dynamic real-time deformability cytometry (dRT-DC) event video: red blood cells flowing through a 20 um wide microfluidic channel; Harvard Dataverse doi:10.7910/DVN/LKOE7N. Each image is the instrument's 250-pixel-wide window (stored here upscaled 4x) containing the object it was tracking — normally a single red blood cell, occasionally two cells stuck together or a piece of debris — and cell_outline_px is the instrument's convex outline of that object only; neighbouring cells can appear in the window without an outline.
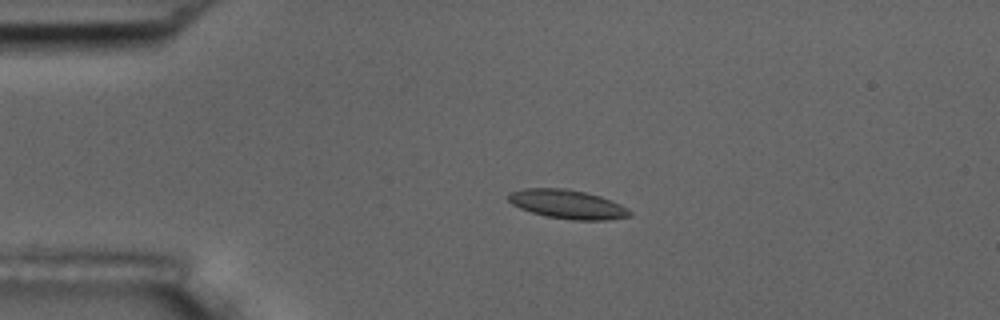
{"species": "common noctule bat (a hibernating species)", "species_latin": "Nyctalus noctula", "temperature_condition": "room temperature", "stored_images_in_passage": 4, "camera_frame_rate_fps": 3000, "um_per_image_px": 0.085, "animal": {"sex": "male", "body_mass_g": 17.5, "forearm_length_mm": 52.3}, "frame": {"image": 1, "passage_image": 3, "time_ms": 2.333, "image_size_px": [1000, 320], "cell_outline_px": [[632, 216], [608, 220], [572, 220], [544, 216], [520, 208], [512, 204], [508, 200], [508, 192], [524, 188], [568, 188], [600, 196], [620, 204], [628, 208], [632, 212]], "centroid_in_image_um": [48.24, 17.36], "position_along_channel_um": 36.8, "area_um2": 20.63}}